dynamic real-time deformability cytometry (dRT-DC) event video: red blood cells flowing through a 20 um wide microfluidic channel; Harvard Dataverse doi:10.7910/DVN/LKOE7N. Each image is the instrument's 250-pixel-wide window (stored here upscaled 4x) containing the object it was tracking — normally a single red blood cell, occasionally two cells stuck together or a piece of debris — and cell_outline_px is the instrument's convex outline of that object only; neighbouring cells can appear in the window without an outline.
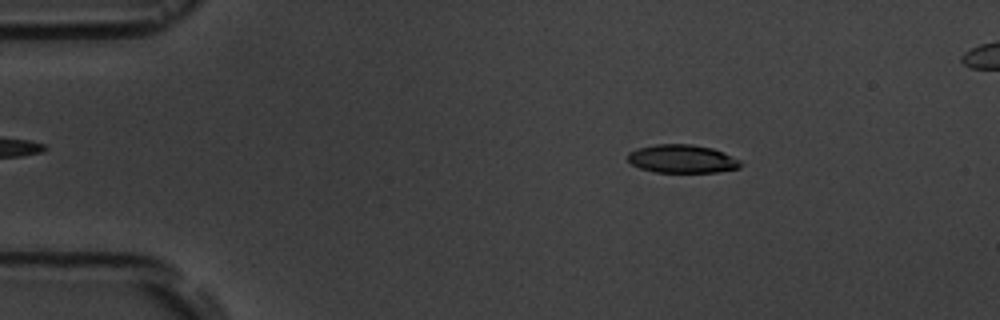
{"species": "common noctule bat (a hibernating species)", "species_latin": "Nyctalus noctula", "temperature_condition": "room temperature", "stored_images_in_passage": 5, "segment_of_instrument_passage": [1, 2], "camera_frame_rate_fps": 3000, "um_per_image_px": 0.085, "animal": {"sex": "male", "body_mass_g": 19.5, "forearm_length_mm": 54.6}, "frame": {"image": 1, "passage_image": 2, "time_ms": 1.0, "image_size_px": [1000, 320], "cell_outline_px": [[744, 164], [740, 168], [716, 172], [656, 172], [640, 168], [632, 164], [628, 160], [628, 152], [636, 148], [656, 144], [692, 144], [712, 148], [724, 152], [740, 160]], "centroid_in_image_um": [58.0, 13.5], "position_along_channel_um": 27.0, "area_um2": 18.73}}